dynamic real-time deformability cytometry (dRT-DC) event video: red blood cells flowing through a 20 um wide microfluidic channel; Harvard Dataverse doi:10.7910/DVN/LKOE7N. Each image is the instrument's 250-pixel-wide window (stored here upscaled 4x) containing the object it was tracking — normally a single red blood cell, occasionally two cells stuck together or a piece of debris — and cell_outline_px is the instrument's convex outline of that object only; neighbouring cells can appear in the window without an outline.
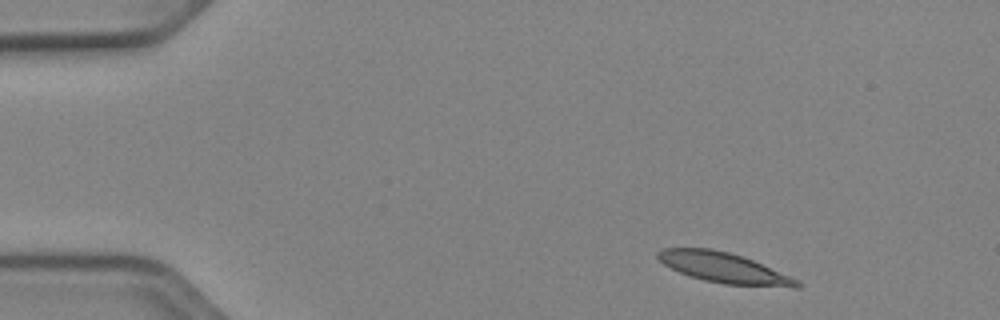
{"species": "Egyptian fruit bat (a non-hibernating species)", "species_latin": "Rousettus aegyptiacus", "temperature_condition": "cold", "stored_images_in_passage": 46, "camera_frame_rate_fps": 3000, "um_per_image_px": 0.085, "animal": {"sex": "female"}, "frame": {"image": 1, "passage_image": 1, "time_ms": 0.0, "image_size_px": [1000, 320], "cell_outline_px": [[804, 284], [800, 288], [796, 288], [724, 284], [704, 280], [680, 272], [664, 264], [656, 256], [656, 252], [664, 248], [712, 248], [728, 252], [752, 260], [788, 276]], "centroid_in_image_um": [61.52, 22.77], "position_along_channel_um": 23.5, "area_um2": 24.16}}
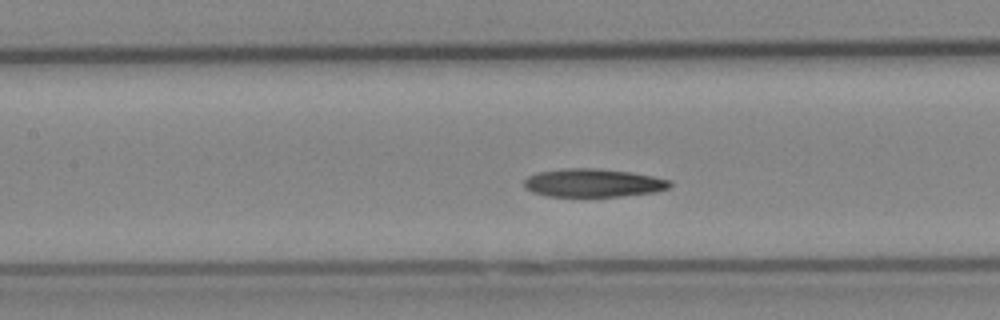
{"frame": {"image": 2, "passage_image": 18, "time_ms": 5.667, "image_size_px": [1000, 320], "cell_outline_px": [[672, 184], [668, 188], [656, 192], [620, 196], [548, 196], [532, 192], [524, 188], [524, 180], [528, 176], [536, 172], [564, 168], [596, 168], [632, 172], [672, 180]], "centroid_in_image_um": [50.41, 15.54], "position_along_channel_um": 157.0, "area_um2": 24.16}}
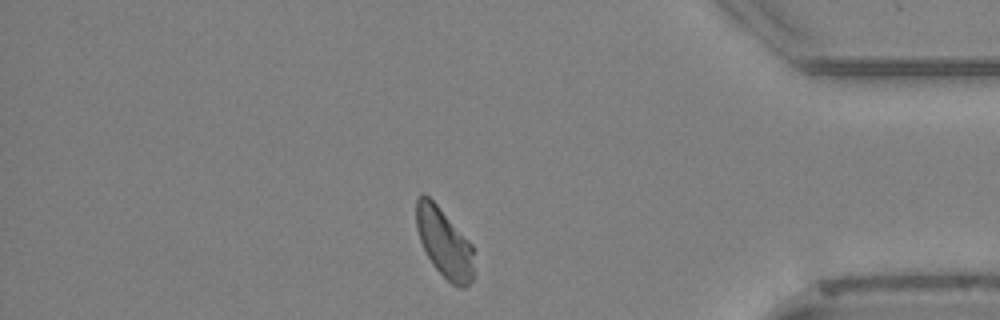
{"frame": {"image": 3, "passage_image": 39, "time_ms": 12.667, "image_size_px": [1000, 320], "cell_outline_px": [[472, 280], [464, 288], [460, 288], [452, 284], [432, 264], [420, 240], [416, 228], [416, 196], [420, 192], [424, 192], [436, 204], [472, 244]], "centroid_in_image_um": [37.72, 20.6], "position_along_channel_um": 397.5, "area_um2": 22.89}}